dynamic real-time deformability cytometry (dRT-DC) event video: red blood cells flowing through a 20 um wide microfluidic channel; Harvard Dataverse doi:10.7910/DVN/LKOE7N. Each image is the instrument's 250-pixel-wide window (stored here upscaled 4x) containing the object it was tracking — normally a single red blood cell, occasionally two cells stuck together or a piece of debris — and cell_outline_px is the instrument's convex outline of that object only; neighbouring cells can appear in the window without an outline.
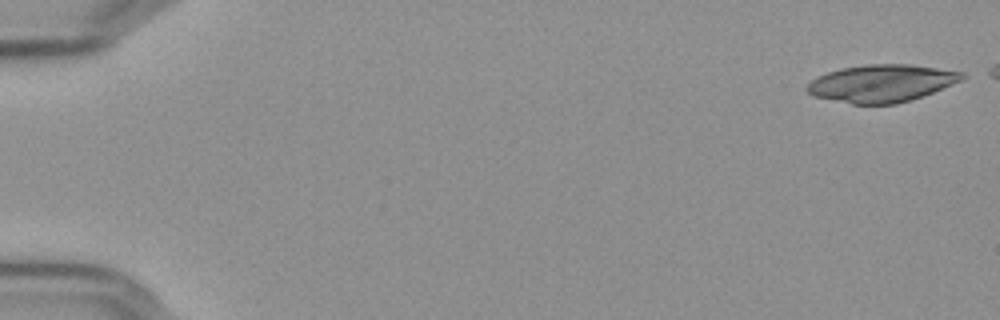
{"species": "Egyptian fruit bat (a non-hibernating species)", "species_latin": "Rousettus aegyptiacus", "temperature_condition": "cold", "stored_images_in_passage": 14, "camera_frame_rate_fps": 3000, "um_per_image_px": 0.085, "frame": {"image": 1, "passage_image": 1, "time_ms": 0.0, "image_size_px": [1000, 320], "cell_outline_px": [[968, 76], [960, 80], [932, 92], [896, 104], [852, 104], [812, 96], [804, 88], [816, 76], [840, 68], [868, 64], [912, 64], [964, 72]], "centroid_in_image_um": [74.89, 7.07], "position_along_channel_um": 10.1, "area_um2": 33.7}}